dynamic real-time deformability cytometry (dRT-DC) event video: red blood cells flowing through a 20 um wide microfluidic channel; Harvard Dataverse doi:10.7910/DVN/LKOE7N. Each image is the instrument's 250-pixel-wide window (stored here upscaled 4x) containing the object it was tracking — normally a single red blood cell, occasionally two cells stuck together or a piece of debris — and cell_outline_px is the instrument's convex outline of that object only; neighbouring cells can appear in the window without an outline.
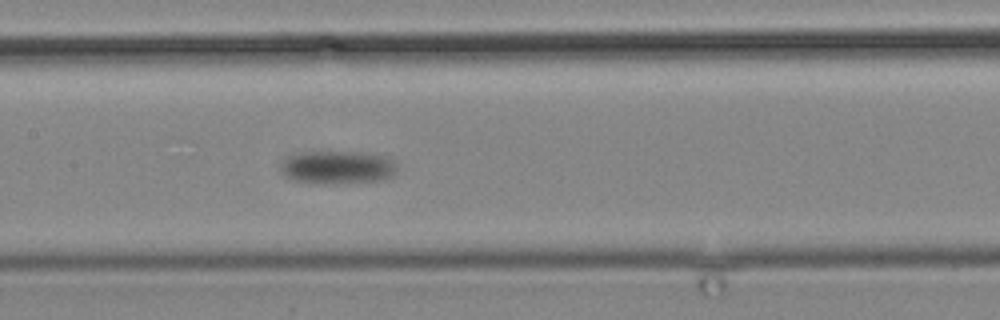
{"species": "common noctule bat (a hibernating species)", "species_latin": "Nyctalus noctula", "temperature_condition": "cold", "stored_images_in_passage": 13, "camera_frame_rate_fps": 3000, "um_per_image_px": 0.085, "animal": {"sex": "male", "body_mass_g": 19.2, "forearm_length_mm": 51.8}, "frame": {"image": 1, "passage_image": 13, "time_ms": 14.667, "image_size_px": [1000, 320], "cell_outline_px": [[396, 172], [392, 176], [380, 180], [292, 180], [280, 168], [280, 164], [288, 156], [304, 152], [360, 152], [388, 156], [396, 164]], "centroid_in_image_um": [28.74, 14.14], "position_along_channel_um": 178.7, "area_um2": 21.04}}